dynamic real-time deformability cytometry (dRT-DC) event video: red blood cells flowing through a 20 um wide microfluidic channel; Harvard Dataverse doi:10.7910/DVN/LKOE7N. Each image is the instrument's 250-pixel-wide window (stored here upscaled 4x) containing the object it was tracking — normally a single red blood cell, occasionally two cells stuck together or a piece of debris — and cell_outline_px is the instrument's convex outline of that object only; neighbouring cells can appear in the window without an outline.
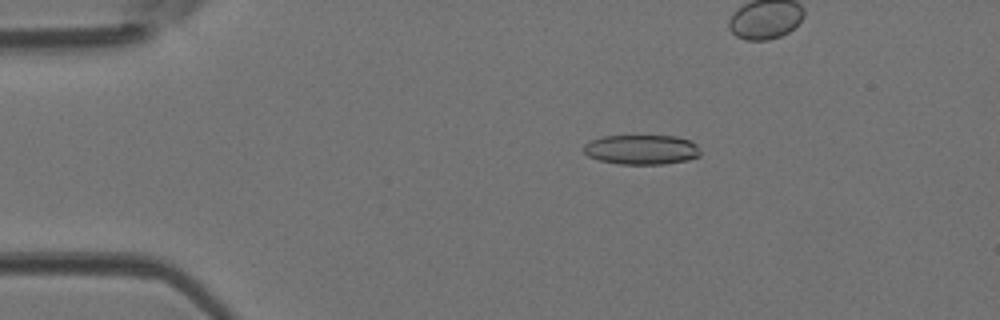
{"species": "Egyptian fruit bat (a non-hibernating species)", "species_latin": "Rousettus aegyptiacus", "temperature_condition": "room temperature", "stored_images_in_passage": 38, "camera_frame_rate_fps": 3000, "um_per_image_px": 0.085, "animal": {"sex": "female"}, "frame": {"image": 1, "passage_image": 9, "time_ms": 2.667, "image_size_px": [1000, 320], "cell_outline_px": [[700, 156], [688, 160], [664, 164], [616, 164], [600, 160], [588, 156], [584, 152], [584, 144], [588, 140], [604, 136], [676, 136], [688, 140], [696, 144], [700, 152]], "centroid_in_image_um": [54.51, 12.72], "position_along_channel_um": 30.5, "area_um2": 20.29}}
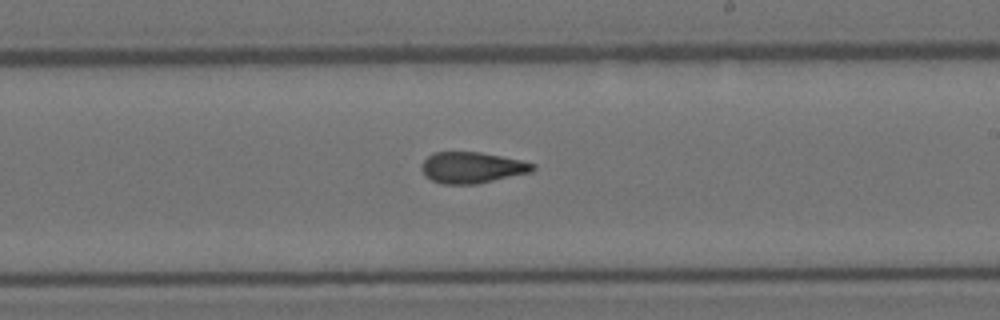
{"frame": {"image": 2, "passage_image": 27, "time_ms": 8.667, "image_size_px": [1000, 320], "cell_outline_px": [[536, 168], [532, 172], [476, 184], [444, 184], [432, 180], [420, 168], [420, 164], [432, 152], [480, 152], [520, 160], [536, 164]], "centroid_in_image_um": [40.13, 14.24], "position_along_channel_um": 248.9, "area_um2": 20.11}}
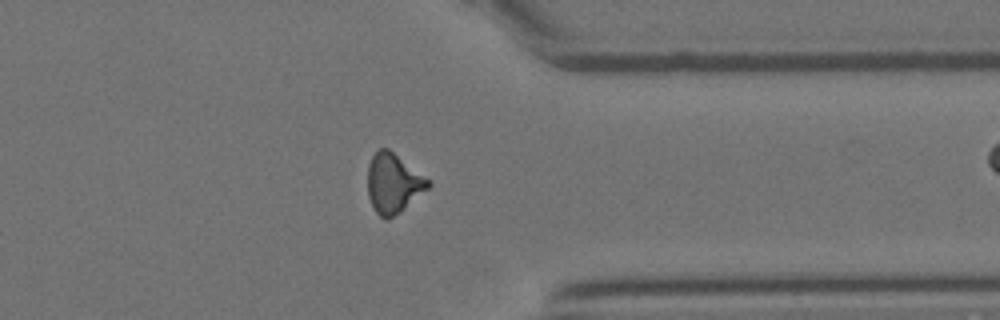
{"frame": {"image": 3, "passage_image": 36, "time_ms": 11.667, "image_size_px": [1000, 320], "cell_outline_px": [[432, 184], [428, 188], [400, 212], [388, 220], [384, 220], [376, 212], [368, 196], [368, 164], [372, 156], [380, 148], [388, 148], [432, 180]], "centroid_in_image_um": [33.45, 15.57], "position_along_channel_um": 377.9, "area_um2": 21.1}}